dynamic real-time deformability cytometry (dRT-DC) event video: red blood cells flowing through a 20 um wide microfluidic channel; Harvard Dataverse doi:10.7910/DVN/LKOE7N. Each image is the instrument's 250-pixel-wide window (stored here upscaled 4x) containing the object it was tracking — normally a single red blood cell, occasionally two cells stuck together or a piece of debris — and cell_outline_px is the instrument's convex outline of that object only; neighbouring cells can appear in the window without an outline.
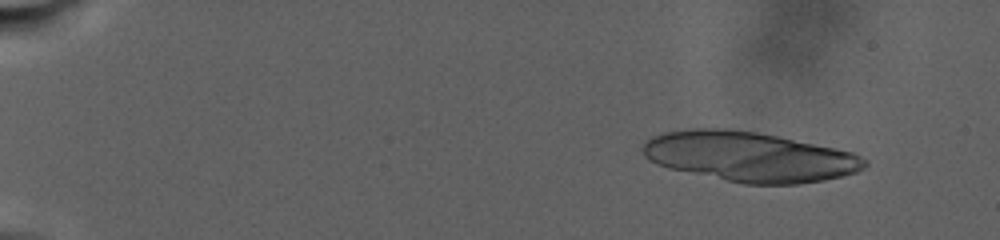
{"species": "human", "species_latin": "Homo sapiens", "temperature_condition": "warm", "stored_images_in_passage": 30, "camera_frame_rate_fps": 3000, "um_per_image_px": 0.085, "donor": {"sex": "male"}, "frame": {"image": 1, "passage_image": 9, "time_ms": 3.0, "image_size_px": [1000, 240], "cell_outline_px": [[868, 164], [864, 168], [856, 172], [844, 176], [824, 180], [796, 184], [744, 184], [668, 168], [648, 160], [644, 156], [644, 144], [652, 136], [660, 132], [692, 128], [728, 128], [756, 132], [776, 136], [852, 152], [868, 160]], "centroid_in_image_um": [63.69, 13.32], "position_along_channel_um": 21.3, "area_um2": 64.33}}